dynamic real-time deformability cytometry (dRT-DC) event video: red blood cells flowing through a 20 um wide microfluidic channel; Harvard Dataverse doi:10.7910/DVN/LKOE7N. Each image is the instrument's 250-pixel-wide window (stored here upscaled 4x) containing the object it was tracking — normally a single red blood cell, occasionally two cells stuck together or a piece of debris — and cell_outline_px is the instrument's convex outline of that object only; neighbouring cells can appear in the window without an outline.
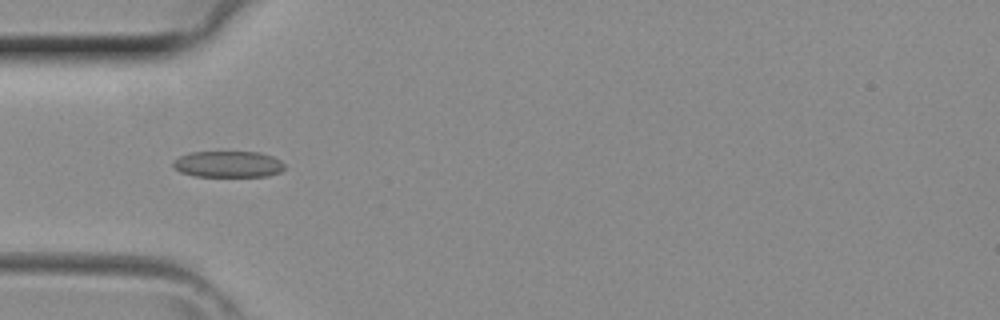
{"species": "common noctule bat (a hibernating species)", "species_latin": "Nyctalus noctula", "temperature_condition": "room temperature", "stored_images_in_passage": 35, "camera_frame_rate_fps": 3000, "um_per_image_px": 0.085, "animal": {"sex": "female", "body_mass_g": 29.2, "forearm_length_mm": 56.3}, "frame": {"image": 1, "passage_image": 6, "time_ms": 1.667, "image_size_px": [1000, 320], "cell_outline_px": [[284, 168], [280, 172], [268, 176], [196, 176], [180, 172], [172, 164], [172, 160], [188, 152], [260, 152], [272, 156], [280, 160], [284, 164]], "centroid_in_image_um": [19.38, 13.95], "position_along_channel_um": 65.6, "area_um2": 17.11}}
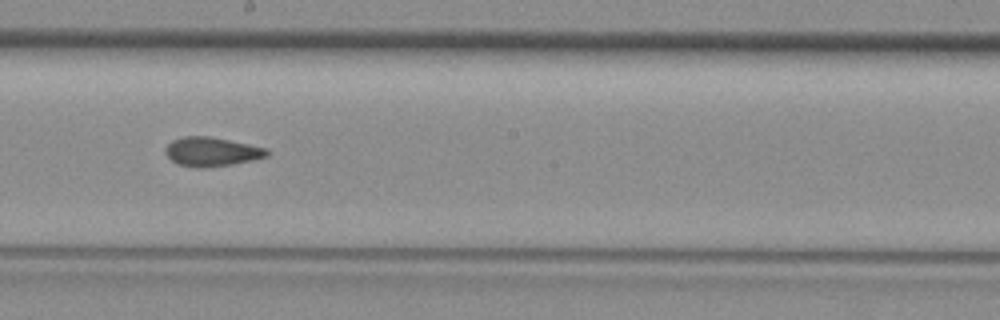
{"frame": {"image": 2, "passage_image": 16, "time_ms": 5.0, "image_size_px": [1000, 320], "cell_outline_px": [[272, 152], [268, 156], [252, 160], [232, 164], [204, 168], [200, 168], [176, 164], [164, 152], [164, 148], [172, 140], [184, 136], [208, 136], [268, 148]], "centroid_in_image_um": [18.0, 12.9], "position_along_channel_um": 230.2, "area_um2": 17.28}}
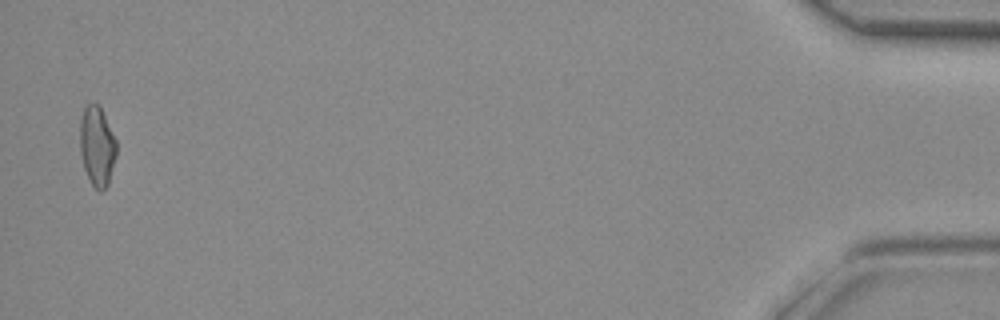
{"frame": {"image": 3, "passage_image": 34, "time_ms": 11.0, "image_size_px": [1000, 320], "cell_outline_px": [[116, 156], [108, 184], [100, 192], [92, 184], [84, 168], [80, 156], [80, 120], [84, 108], [88, 104], [100, 104], [116, 140]], "centroid_in_image_um": [8.25, 12.4], "position_along_channel_um": 427.0, "area_um2": 16.94}}